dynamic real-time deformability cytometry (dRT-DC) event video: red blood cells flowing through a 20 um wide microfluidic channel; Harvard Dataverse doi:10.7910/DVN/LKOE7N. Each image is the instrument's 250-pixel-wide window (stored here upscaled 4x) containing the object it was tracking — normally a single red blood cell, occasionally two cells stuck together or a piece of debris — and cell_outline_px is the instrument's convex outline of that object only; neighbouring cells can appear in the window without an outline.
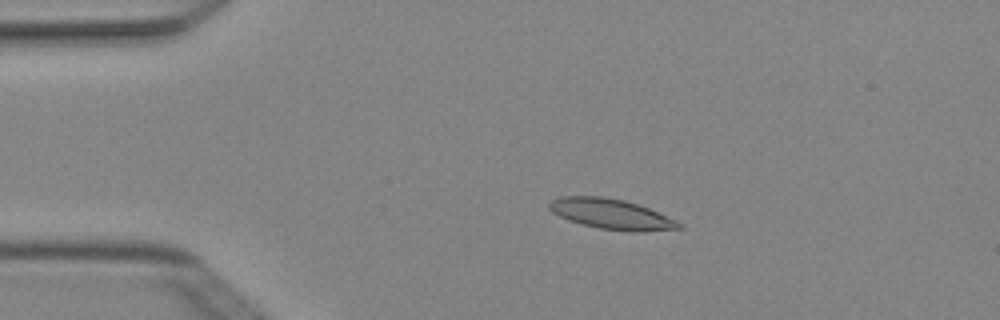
{"species": "Egyptian fruit bat (a non-hibernating species)", "species_latin": "Rousettus aegyptiacus", "temperature_condition": "cold", "stored_images_in_passage": 4, "camera_frame_rate_fps": 3000, "um_per_image_px": 0.085, "animal": {"sex": "female"}, "frame": {"image": 1, "passage_image": 3, "time_ms": 0.667, "image_size_px": [1000, 320], "cell_outline_px": [[684, 228], [644, 232], [632, 232], [600, 228], [568, 220], [552, 212], [548, 208], [548, 204], [552, 200], [560, 196], [604, 196], [624, 200], [648, 208], [676, 220], [684, 224]], "centroid_in_image_um": [51.99, 18.2], "position_along_channel_um": 33.0, "area_um2": 22.89}}